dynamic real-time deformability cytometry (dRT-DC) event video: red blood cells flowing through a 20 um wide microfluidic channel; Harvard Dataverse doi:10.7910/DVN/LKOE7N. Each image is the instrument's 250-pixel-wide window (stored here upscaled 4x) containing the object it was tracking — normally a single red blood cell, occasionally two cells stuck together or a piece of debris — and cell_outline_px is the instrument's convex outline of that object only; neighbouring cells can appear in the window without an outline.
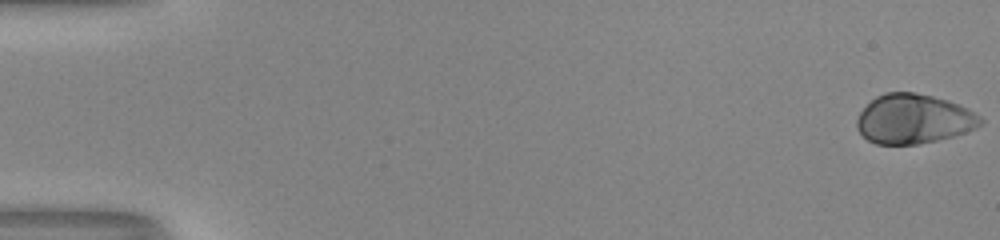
{"species": "human", "species_latin": "Homo sapiens", "temperature_condition": "room temperature", "stored_images_in_passage": 53, "camera_frame_rate_fps": 3000, "um_per_image_px": 0.085, "donor": {"sex": "male"}, "frame": {"image": 1, "passage_image": 1, "time_ms": 0.0, "image_size_px": [1000, 240], "cell_outline_px": [[984, 124], [976, 128], [952, 136], [936, 140], [916, 144], [876, 144], [868, 140], [856, 128], [856, 120], [860, 112], [876, 96], [884, 92], [916, 92], [948, 100], [968, 108], [980, 116], [984, 120]], "centroid_in_image_um": [77.67, 10.1], "position_along_channel_um": 7.3, "area_um2": 35.66}}
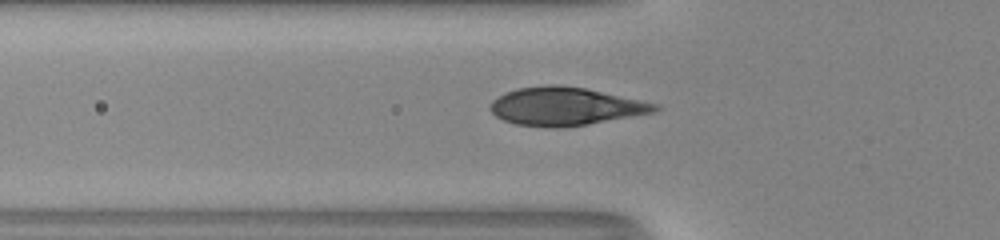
{"frame": {"image": 2, "passage_image": 20, "time_ms": 6.333, "image_size_px": [1000, 240], "cell_outline_px": [[660, 108], [656, 112], [588, 124], [556, 128], [552, 128], [516, 124], [504, 120], [496, 116], [488, 108], [492, 100], [504, 92], [516, 88], [544, 84], [556, 84], [584, 88], [660, 104]], "centroid_in_image_um": [48.03, 9.03], "position_along_channel_um": 77.8, "area_um2": 36.7}}
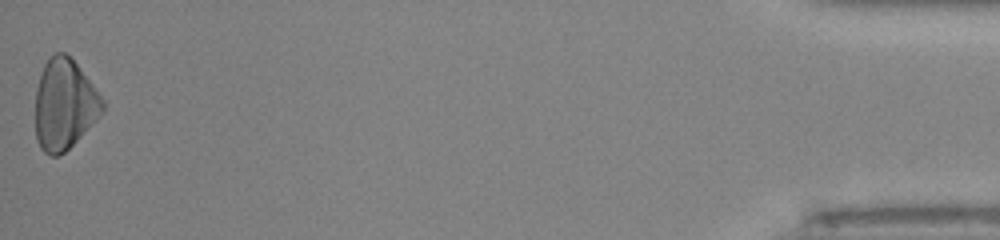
{"frame": {"image": 3, "passage_image": 53, "time_ms": 17.333, "image_size_px": [1000, 240], "cell_outline_px": [[104, 108], [96, 120], [64, 152], [56, 156], [52, 156], [44, 152], [40, 148], [36, 140], [36, 88], [44, 64], [56, 52], [64, 52], [76, 64], [104, 100]], "centroid_in_image_um": [5.45, 8.89], "position_along_channel_um": 429.8, "area_um2": 34.8}}